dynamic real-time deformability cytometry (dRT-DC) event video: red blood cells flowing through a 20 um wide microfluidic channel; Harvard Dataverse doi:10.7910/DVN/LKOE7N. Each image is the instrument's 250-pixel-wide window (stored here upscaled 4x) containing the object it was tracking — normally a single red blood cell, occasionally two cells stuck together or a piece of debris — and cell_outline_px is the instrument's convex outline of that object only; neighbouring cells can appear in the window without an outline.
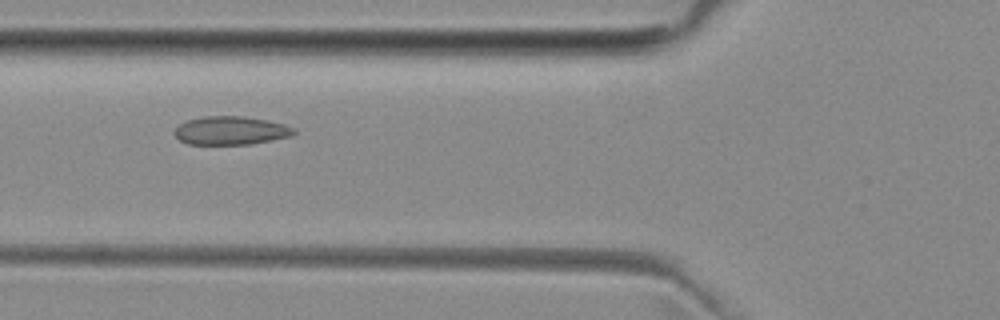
{"species": "common noctule bat (a hibernating species)", "species_latin": "Nyctalus noctula", "temperature_condition": "room temperature", "stored_images_in_passage": 7, "camera_frame_rate_fps": 3000, "um_per_image_px": 0.085, "animal": {"sex": "female", "body_mass_g": 29.2, "forearm_length_mm": 56.3}, "frame": {"image": 1, "passage_image": 5, "time_ms": 5.667, "image_size_px": [1000, 320], "cell_outline_px": [[296, 132], [292, 136], [272, 140], [248, 144], [188, 144], [180, 140], [172, 132], [184, 120], [204, 116], [244, 116], [268, 120], [284, 124], [292, 128]], "centroid_in_image_um": [19.59, 11.09], "position_along_channel_um": 106.2, "area_um2": 19.83}}
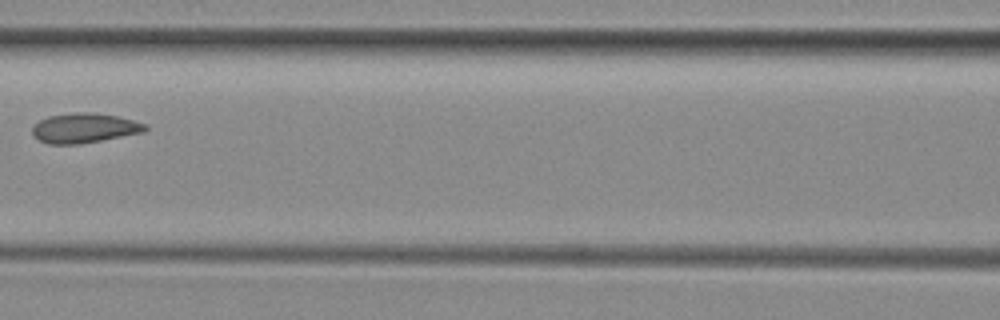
{"frame": {"image": 2, "passage_image": 6, "time_ms": 7.0, "image_size_px": [1000, 320], "cell_outline_px": [[148, 128], [144, 132], [80, 144], [48, 144], [40, 140], [32, 132], [32, 128], [40, 120], [48, 116], [76, 112], [96, 112], [116, 116], [148, 124]], "centroid_in_image_um": [7.2, 10.88], "position_along_channel_um": 159.4, "area_um2": 19.48}}
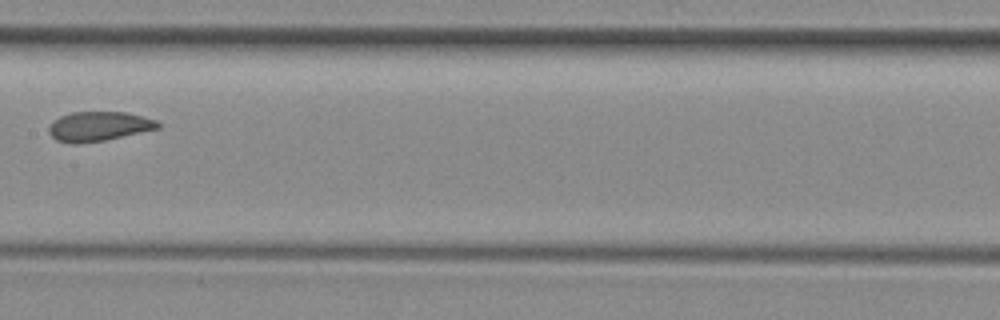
{"frame": {"image": 3, "passage_image": 7, "time_ms": 8.0, "image_size_px": [1000, 320], "cell_outline_px": [[160, 128], [104, 140], [76, 144], [72, 144], [56, 140], [48, 132], [48, 128], [52, 120], [60, 116], [72, 112], [124, 112], [156, 120], [160, 124]], "centroid_in_image_um": [8.34, 10.74], "position_along_channel_um": 199.1, "area_um2": 18.67}}